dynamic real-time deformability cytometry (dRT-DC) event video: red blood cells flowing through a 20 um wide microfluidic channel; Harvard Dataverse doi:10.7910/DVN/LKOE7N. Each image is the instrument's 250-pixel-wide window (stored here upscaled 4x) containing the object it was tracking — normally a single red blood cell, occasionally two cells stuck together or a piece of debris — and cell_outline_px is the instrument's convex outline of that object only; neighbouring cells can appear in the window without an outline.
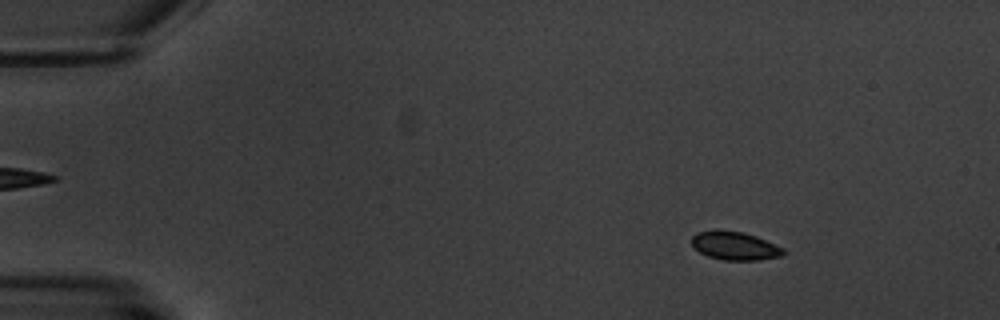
{"species": "common noctule bat (a hibernating species)", "species_latin": "Nyctalus noctula", "temperature_condition": "warm", "stored_images_in_passage": 4, "camera_frame_rate_fps": 3000, "um_per_image_px": 0.085, "animal": {"sex": "male", "body_mass_g": 20.1, "forearm_length_mm": 53.5}, "frame": {"image": 1, "passage_image": 2, "time_ms": 1.333, "image_size_px": [1000, 320], "cell_outline_px": [[788, 252], [780, 256], [760, 260], [724, 260], [708, 256], [692, 248], [692, 236], [696, 232], [716, 228], [720, 228], [744, 232], [756, 236], [784, 248]], "centroid_in_image_um": [62.43, 20.86], "position_along_channel_um": 22.6, "area_um2": 15.61}}
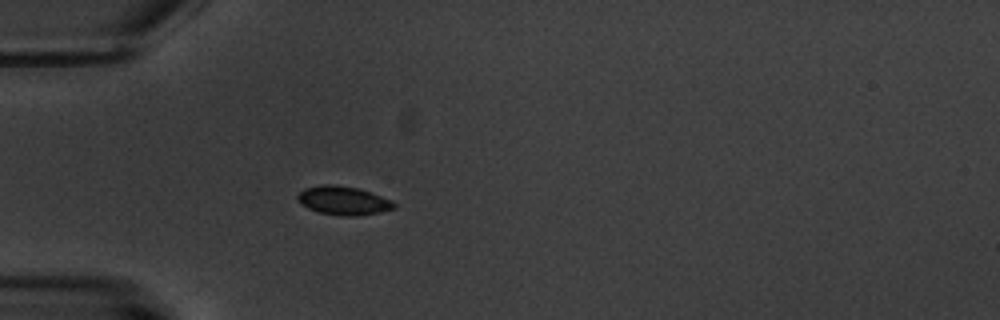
{"frame": {"image": 2, "passage_image": 4, "time_ms": 4.667, "image_size_px": [1000, 320], "cell_outline_px": [[396, 208], [356, 216], [344, 216], [320, 212], [308, 208], [300, 204], [296, 200], [296, 196], [304, 188], [324, 184], [336, 184], [360, 188], [392, 200], [396, 204]], "centroid_in_image_um": [29.16, 17.03], "position_along_channel_um": 55.8, "area_um2": 16.18}}